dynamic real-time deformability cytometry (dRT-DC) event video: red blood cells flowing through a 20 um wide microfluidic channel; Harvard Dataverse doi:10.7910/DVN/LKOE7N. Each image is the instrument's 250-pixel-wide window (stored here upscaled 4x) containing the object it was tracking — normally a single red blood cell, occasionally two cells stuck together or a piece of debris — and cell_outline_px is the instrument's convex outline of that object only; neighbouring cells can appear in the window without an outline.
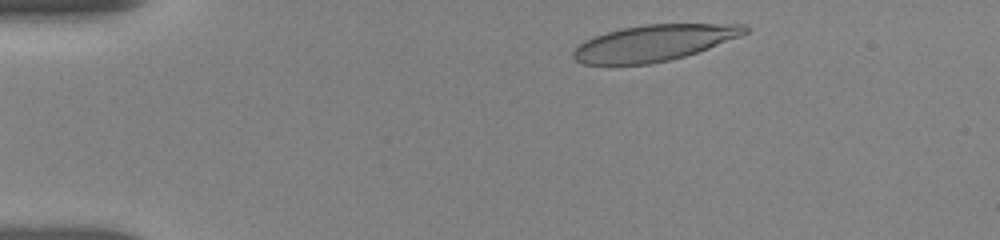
{"species": "human", "species_latin": "Homo sapiens", "temperature_condition": "room temperature", "stored_images_in_passage": 19, "camera_frame_rate_fps": 3000, "um_per_image_px": 0.085, "donor": {"sex": "female"}, "frame": {"image": 1, "passage_image": 1, "time_ms": 0.0, "image_size_px": [1000, 240], "cell_outline_px": [[748, 32], [740, 36], [708, 48], [684, 56], [668, 60], [648, 64], [584, 64], [576, 60], [572, 56], [572, 52], [584, 40], [592, 36], [620, 28], [644, 24], [744, 24], [748, 28]], "centroid_in_image_um": [55.55, 3.64], "position_along_channel_um": 29.4, "area_um2": 35.95}}
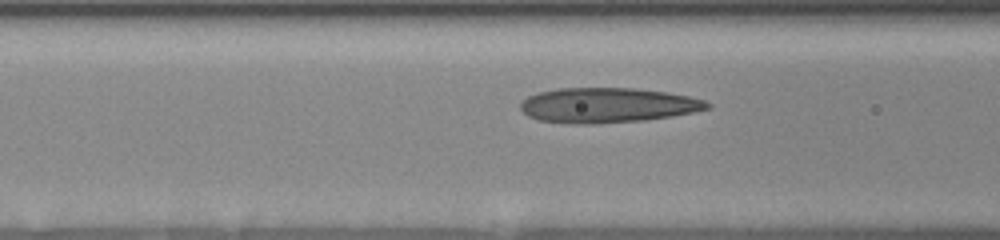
{"frame": {"image": 2, "passage_image": 12, "time_ms": 4.0, "image_size_px": [1000, 240], "cell_outline_px": [[712, 108], [672, 116], [644, 120], [596, 124], [572, 124], [536, 120], [528, 116], [520, 108], [520, 104], [528, 96], [540, 92], [560, 88], [632, 88], [668, 92], [688, 96], [704, 100], [712, 104]], "centroid_in_image_um": [51.65, 8.95], "position_along_channel_um": 115.0, "area_um2": 38.15}}
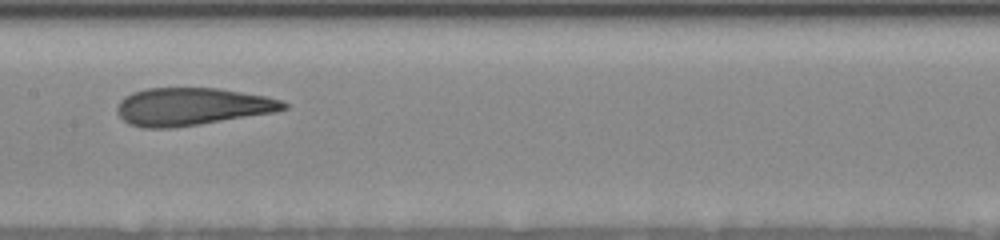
{"frame": {"image": 3, "passage_image": 17, "time_ms": 6.0, "image_size_px": [1000, 240], "cell_outline_px": [[288, 108], [276, 112], [200, 124], [172, 128], [144, 128], [128, 124], [116, 112], [116, 108], [120, 100], [124, 96], [132, 92], [148, 88], [216, 88], [268, 96], [280, 100], [288, 104]], "centroid_in_image_um": [16.3, 9.06], "position_along_channel_um": 191.1, "area_um2": 36.65}}